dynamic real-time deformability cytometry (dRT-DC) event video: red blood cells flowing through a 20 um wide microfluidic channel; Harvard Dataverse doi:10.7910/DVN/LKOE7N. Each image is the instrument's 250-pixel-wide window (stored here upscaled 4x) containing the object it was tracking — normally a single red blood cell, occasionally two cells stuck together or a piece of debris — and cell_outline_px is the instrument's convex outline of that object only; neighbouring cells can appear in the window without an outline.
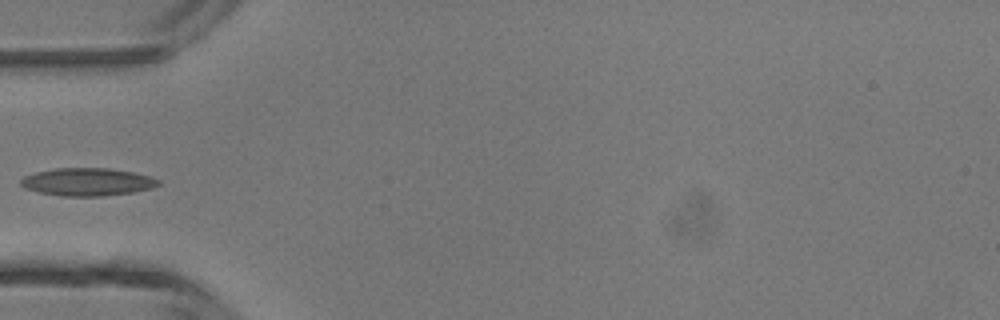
{"species": "common noctule bat (a hibernating species)", "species_latin": "Nyctalus noctula", "temperature_condition": "room temperature", "stored_images_in_passage": 4, "camera_frame_rate_fps": 3000, "um_per_image_px": 0.085, "animal": {"sex": "male", "body_mass_g": 13.3}, "frame": {"image": 1, "passage_image": 4, "time_ms": 1.0, "image_size_px": [1000, 320], "cell_outline_px": [[160, 184], [152, 188], [132, 192], [104, 196], [60, 196], [40, 192], [24, 188], [20, 184], [20, 180], [24, 176], [36, 172], [56, 168], [108, 168], [132, 172], [152, 176], [160, 180]], "centroid_in_image_um": [7.44, 15.46], "position_along_channel_um": 77.6, "area_um2": 22.31}}